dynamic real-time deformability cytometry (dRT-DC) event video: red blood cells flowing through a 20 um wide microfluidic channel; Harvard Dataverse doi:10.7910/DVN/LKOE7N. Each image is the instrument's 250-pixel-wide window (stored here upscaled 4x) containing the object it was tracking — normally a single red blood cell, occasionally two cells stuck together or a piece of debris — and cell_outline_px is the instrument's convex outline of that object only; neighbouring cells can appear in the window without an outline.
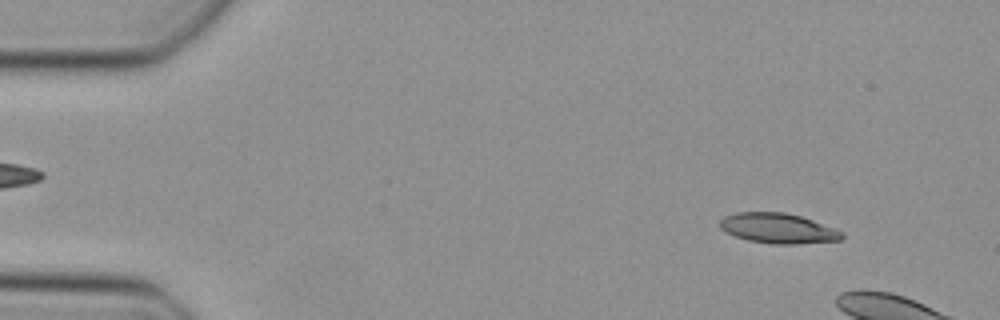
{"species": "Egyptian fruit bat (a non-hibernating species)", "species_latin": "Rousettus aegyptiacus", "temperature_condition": "cold", "stored_images_in_passage": 8, "camera_frame_rate_fps": 3000, "um_per_image_px": 0.085, "animal": {"sex": "female"}, "frame": {"image": 1, "passage_image": 4, "time_ms": 1.0, "image_size_px": [1000, 320], "cell_outline_px": [[844, 236], [840, 240], [796, 244], [772, 244], [748, 240], [724, 232], [720, 228], [720, 220], [724, 216], [736, 212], [784, 212], [800, 216], [836, 228], [844, 232]], "centroid_in_image_um": [66.14, 19.4], "position_along_channel_um": 18.9, "area_um2": 21.5}}